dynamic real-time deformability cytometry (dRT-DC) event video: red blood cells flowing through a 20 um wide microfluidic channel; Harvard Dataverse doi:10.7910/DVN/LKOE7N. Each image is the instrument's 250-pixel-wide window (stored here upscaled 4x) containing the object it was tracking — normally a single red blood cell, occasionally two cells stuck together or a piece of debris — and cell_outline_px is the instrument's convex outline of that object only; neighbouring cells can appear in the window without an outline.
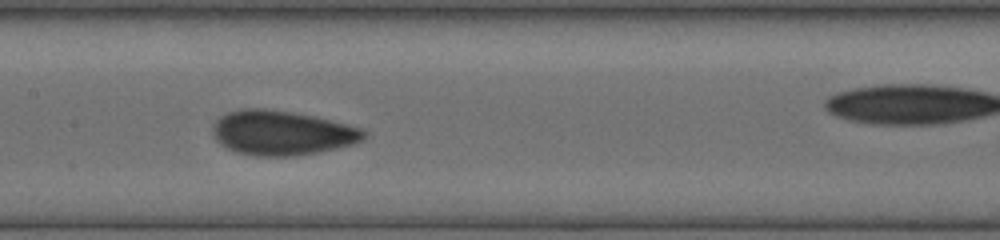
{"species": "human", "species_latin": "Homo sapiens", "temperature_condition": "cold", "stored_images_in_passage": 11, "camera_frame_rate_fps": 3000, "um_per_image_px": 0.085, "donor": {"sex": "female"}, "frame": {"image": 1, "passage_image": 4, "time_ms": 3.0, "image_size_px": [1000, 240], "cell_outline_px": [[368, 136], [364, 140], [356, 144], [296, 156], [256, 156], [236, 152], [220, 144], [216, 140], [212, 132], [212, 124], [220, 116], [228, 112], [240, 108], [264, 108], [292, 112], [312, 116], [348, 124], [364, 128], [368, 132]], "centroid_in_image_um": [23.98, 11.29], "position_along_channel_um": 183.4, "area_um2": 39.65}}